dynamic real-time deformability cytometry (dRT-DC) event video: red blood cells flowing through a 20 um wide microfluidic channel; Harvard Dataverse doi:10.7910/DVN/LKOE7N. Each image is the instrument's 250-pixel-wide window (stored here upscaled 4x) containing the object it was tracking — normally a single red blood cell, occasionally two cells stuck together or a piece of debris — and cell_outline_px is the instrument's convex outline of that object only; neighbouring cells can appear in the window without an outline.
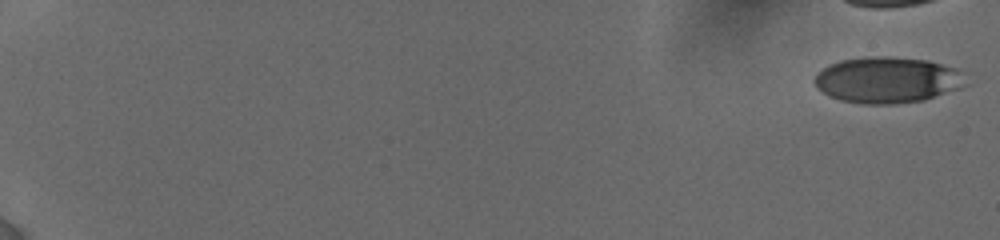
{"species": "human", "species_latin": "Homo sapiens", "temperature_condition": "cold", "stored_images_in_passage": 30, "camera_frame_rate_fps": 3000, "um_per_image_px": 0.085, "donor": {"sex": "female"}, "frame": {"image": 1, "passage_image": 1, "time_ms": 0.0, "image_size_px": [1000, 240], "cell_outline_px": [[968, 84], [960, 88], [924, 100], [892, 104], [864, 104], [840, 100], [828, 96], [816, 88], [812, 80], [828, 64], [840, 60], [864, 56], [888, 56], [928, 60], [956, 68]], "centroid_in_image_um": [75.39, 6.79], "position_along_channel_um": 9.6, "area_um2": 40.86}}
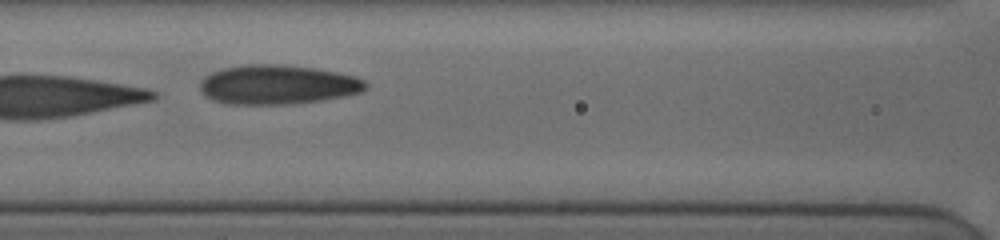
{"frame": {"image": 2, "passage_image": 19, "time_ms": 9.667, "image_size_px": [1000, 240], "cell_outline_px": [[368, 84], [360, 92], [320, 100], [284, 104], [224, 104], [212, 100], [200, 92], [200, 80], [204, 76], [212, 72], [224, 68], [244, 64], [280, 64], [312, 68], [336, 72], [356, 76], [364, 80]], "centroid_in_image_um": [23.52, 7.19], "position_along_channel_um": 143.1, "area_um2": 37.86}}
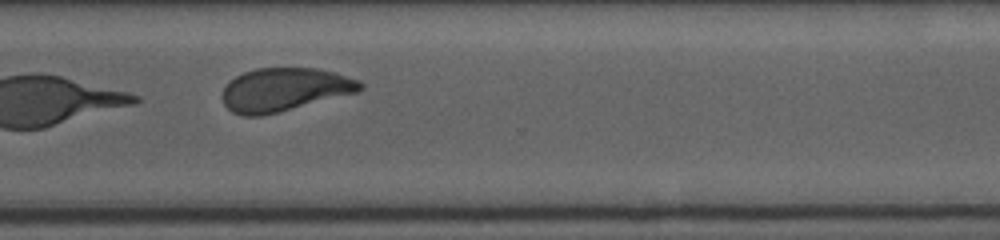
{"frame": {"image": 3, "passage_image": 27, "time_ms": 15.0, "image_size_px": [1000, 240], "cell_outline_px": [[364, 88], [356, 92], [260, 116], [244, 116], [232, 112], [224, 104], [220, 96], [228, 80], [244, 72], [256, 68], [316, 68], [336, 72], [360, 80], [364, 84]], "centroid_in_image_um": [24.14, 7.6], "position_along_channel_um": 346.5, "area_um2": 34.68}, "authors_computed_cell_mechanics": {"area_um2": 40.8935, "velocity_mm_per_s": 3.8286, "shape_relaxation_time_tau1_ms": 3.6656, "shape_relaxation_time_tau2_ms": null, "deformation_change_tau1": 0.1444, "deformation_change_tau2": null}}